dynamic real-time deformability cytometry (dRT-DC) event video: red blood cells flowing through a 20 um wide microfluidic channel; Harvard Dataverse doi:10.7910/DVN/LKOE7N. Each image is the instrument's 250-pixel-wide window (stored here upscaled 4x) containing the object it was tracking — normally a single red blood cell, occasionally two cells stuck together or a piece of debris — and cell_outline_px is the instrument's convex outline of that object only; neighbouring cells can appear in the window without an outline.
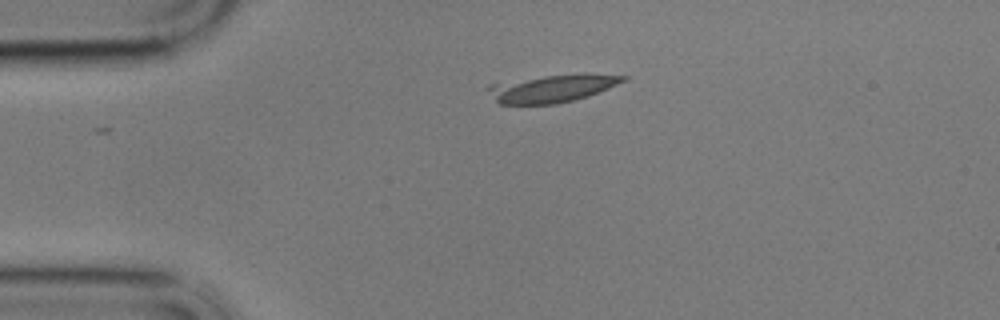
{"species": "common noctule bat (a hibernating species)", "species_latin": "Nyctalus noctula", "temperature_condition": "cold", "stored_images_in_passage": 8, "camera_frame_rate_fps": 3000, "um_per_image_px": 0.085, "animal": {"sex": "male", "body_mass_g": 17.9}, "frame": {"image": 1, "passage_image": 1, "time_ms": 0.0, "image_size_px": [1000, 320], "cell_outline_px": [[628, 80], [588, 96], [556, 104], [500, 104], [484, 88], [488, 84], [544, 76], [584, 72], [628, 76]], "centroid_in_image_um": [46.96, 7.49], "position_along_channel_um": 38.0, "area_um2": 21.96}}
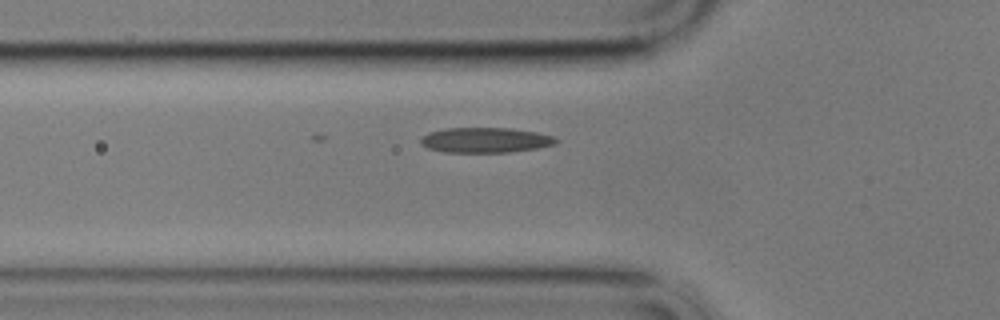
{"frame": {"image": 2, "passage_image": 8, "time_ms": 2.333, "image_size_px": [1000, 320], "cell_outline_px": [[560, 140], [556, 144], [536, 148], [508, 152], [444, 152], [428, 148], [420, 144], [420, 140], [428, 132], [444, 128], [512, 128], [536, 132], [552, 136]], "centroid_in_image_um": [41.25, 11.9], "position_along_channel_um": 84.6, "area_um2": 19.83}}